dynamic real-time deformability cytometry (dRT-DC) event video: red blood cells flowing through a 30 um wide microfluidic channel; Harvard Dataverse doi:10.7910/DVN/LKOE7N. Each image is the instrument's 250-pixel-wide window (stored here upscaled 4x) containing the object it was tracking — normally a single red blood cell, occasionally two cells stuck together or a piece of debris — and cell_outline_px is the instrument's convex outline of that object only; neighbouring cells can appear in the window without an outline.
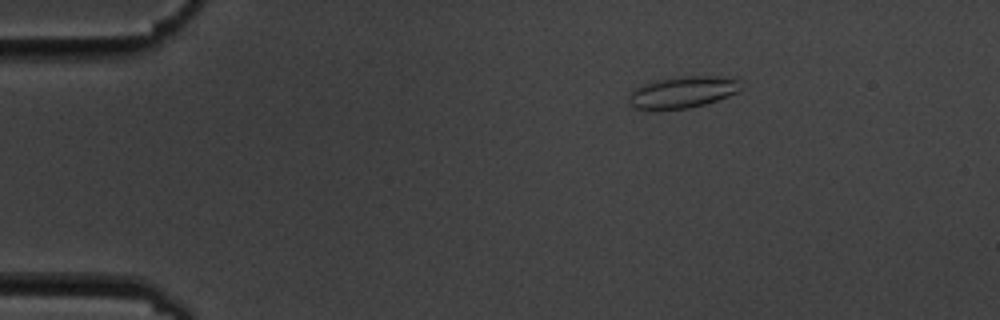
{"species": "common noctule bat (a hibernating species)", "species_latin": "Nyctalus noctula", "temperature_condition": "cold", "stored_images_in_passage": 5, "camera_frame_rate_fps": 3000, "um_per_image_px": 0.085, "animal": {"sex": "male", "body_mass_g": 19.5, "forearm_length_mm": 54.6}, "frame": {"image": 1, "passage_image": 2, "time_ms": 2.0, "image_size_px": [1000, 320], "cell_outline_px": [[740, 88], [736, 92], [728, 96], [704, 104], [688, 108], [636, 108], [628, 104], [628, 96], [632, 88], [656, 80], [684, 76], [716, 76], [740, 80]], "centroid_in_image_um": [57.98, 7.81], "position_along_channel_um": 27.0, "area_um2": 20.23}}
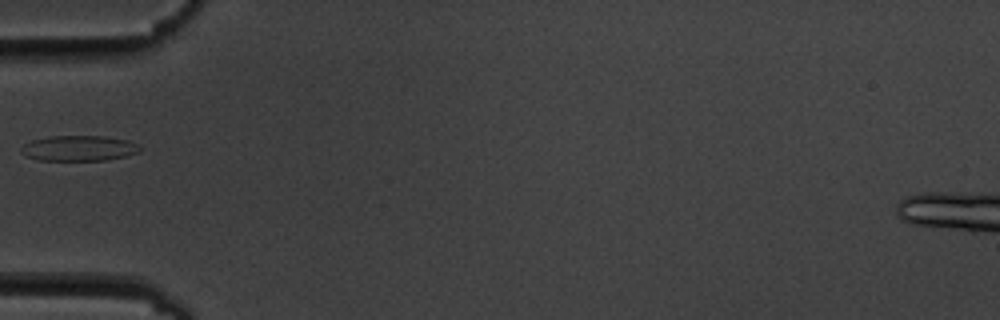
{"frame": {"image": 2, "passage_image": 5, "time_ms": 5.333, "image_size_px": [1000, 320], "cell_outline_px": [[140, 152], [124, 156], [104, 160], [36, 160], [24, 156], [20, 152], [20, 148], [24, 144], [32, 140], [48, 136], [104, 136], [128, 140], [136, 144], [140, 148]], "centroid_in_image_um": [6.64, 12.6], "position_along_channel_um": 78.4, "area_um2": 17.63}}